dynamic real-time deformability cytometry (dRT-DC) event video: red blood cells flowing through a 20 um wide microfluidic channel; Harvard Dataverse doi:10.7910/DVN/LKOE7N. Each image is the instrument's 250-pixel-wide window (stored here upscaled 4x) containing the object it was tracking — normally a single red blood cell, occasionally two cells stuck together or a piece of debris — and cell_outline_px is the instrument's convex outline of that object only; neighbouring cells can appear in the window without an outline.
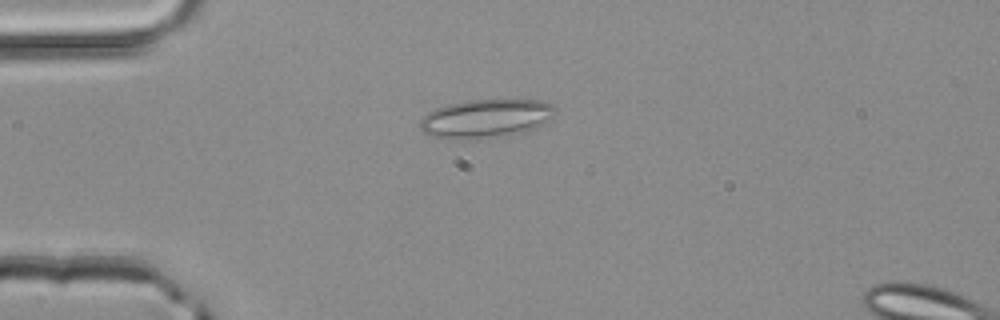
{"species": "common noctule bat (a hibernating species)", "species_latin": "Nyctalus noctula", "temperature_condition": "room temperature", "stored_images_in_passage": 4, "camera_frame_rate_fps": 3000, "um_per_image_px": 0.085, "animal": {"sex": "male", "body_mass_g": 20.4}, "frame": {"image": 1, "passage_image": 4, "time_ms": 1.0, "image_size_px": [1000, 320], "cell_outline_px": [[556, 112], [552, 116], [540, 124], [524, 132], [460, 140], [452, 140], [432, 136], [424, 132], [420, 128], [420, 120], [428, 112], [436, 108], [448, 104], [468, 100], [540, 100], [556, 104]], "centroid_in_image_um": [41.27, 10.06], "position_along_channel_um": 43.7, "area_um2": 30.11}}